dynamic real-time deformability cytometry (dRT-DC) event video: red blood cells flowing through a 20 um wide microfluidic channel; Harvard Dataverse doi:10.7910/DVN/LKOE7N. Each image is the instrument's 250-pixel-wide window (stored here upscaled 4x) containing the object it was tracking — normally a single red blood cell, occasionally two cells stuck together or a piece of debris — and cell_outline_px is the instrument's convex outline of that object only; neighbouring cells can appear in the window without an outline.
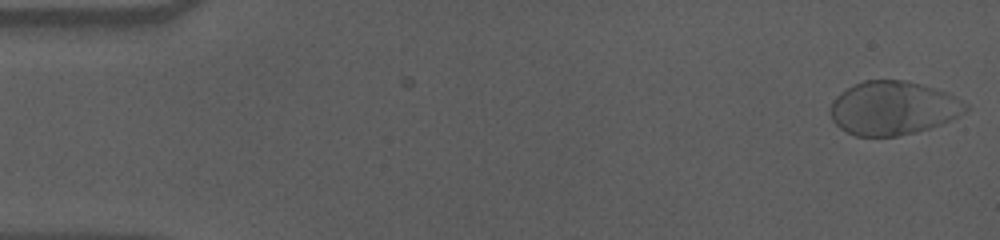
{"species": "human", "species_latin": "Homo sapiens", "temperature_condition": "cold", "stored_images_in_passage": 57, "camera_frame_rate_fps": 3000, "um_per_image_px": 0.085, "donor": {"sex": "male"}, "frame": {"image": 1, "passage_image": 1, "time_ms": 0.0, "image_size_px": [1000, 240], "cell_outline_px": [[968, 108], [964, 112], [940, 124], [916, 132], [896, 136], [856, 136], [840, 128], [832, 120], [828, 112], [832, 100], [836, 96], [852, 84], [864, 80], [904, 80], [920, 84], [948, 92], [968, 104]], "centroid_in_image_um": [75.86, 9.17], "position_along_channel_um": 9.1, "area_um2": 42.31}}
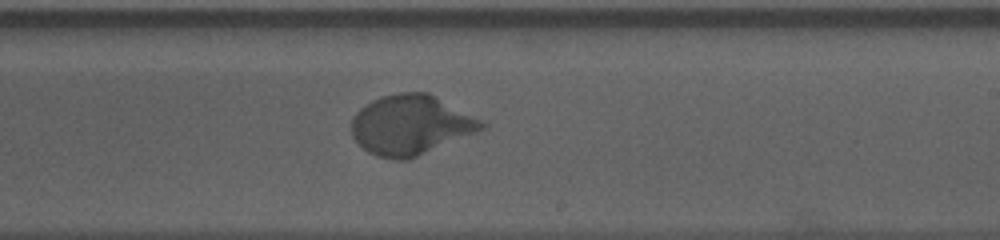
{"frame": {"image": 2, "passage_image": 34, "time_ms": 11.0, "image_size_px": [1000, 240], "cell_outline_px": [[488, 124], [484, 128], [476, 132], [408, 160], [392, 160], [376, 156], [368, 152], [352, 136], [352, 116], [360, 108], [372, 100], [380, 96], [400, 92], [428, 92]], "centroid_in_image_um": [34.88, 10.62], "position_along_channel_um": 254.1, "area_um2": 45.03}}
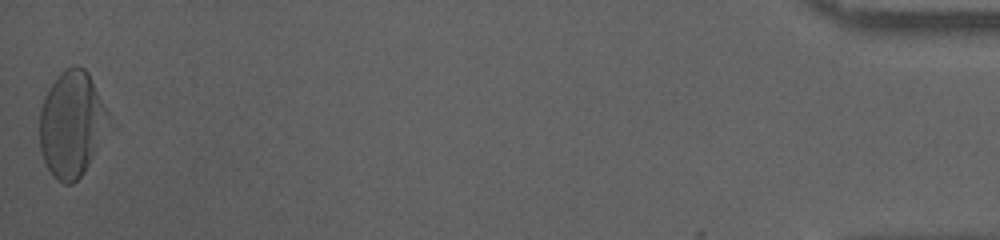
{"frame": {"image": 3, "passage_image": 57, "time_ms": 18.667, "image_size_px": [1000, 240], "cell_outline_px": [[108, 112], [92, 156], [84, 172], [72, 184], [64, 184], [56, 180], [52, 176], [44, 160], [40, 148], [40, 108], [44, 96], [48, 88], [56, 76], [60, 72], [76, 64], [84, 68], [88, 72]], "centroid_in_image_um": [6.0, 10.52], "position_along_channel_um": 429.2, "area_um2": 41.38}, "authors_computed_cell_mechanics": {"area_um2": 42.3096, "velocity_mm_per_s": 3.5099, "shape_relaxation_time_tau1_ms": 3.0365, "shape_relaxation_time_tau2_ms": null, "deformation_change_tau1": 0.1717, "deformation_change_tau2": null}}